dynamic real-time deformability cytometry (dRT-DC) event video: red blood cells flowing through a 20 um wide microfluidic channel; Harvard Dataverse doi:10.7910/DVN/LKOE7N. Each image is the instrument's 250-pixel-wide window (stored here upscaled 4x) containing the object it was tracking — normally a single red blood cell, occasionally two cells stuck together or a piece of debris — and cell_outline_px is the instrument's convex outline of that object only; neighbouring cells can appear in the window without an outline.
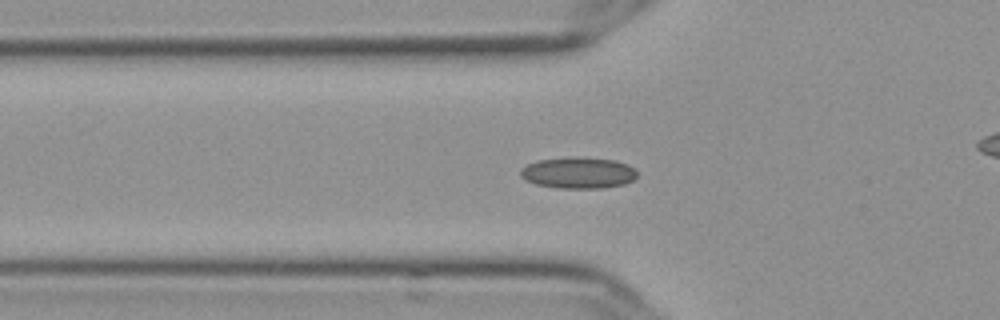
{"species": "Egyptian fruit bat (a non-hibernating species)", "species_latin": "Rousettus aegyptiacus", "temperature_condition": "cold", "stored_images_in_passage": 51, "camera_frame_rate_fps": 3000, "um_per_image_px": 0.085, "frame": {"image": 1, "passage_image": 14, "time_ms": 4.333, "image_size_px": [1000, 320], "cell_outline_px": [[636, 176], [632, 180], [624, 184], [604, 188], [556, 188], [536, 184], [524, 180], [520, 176], [520, 168], [528, 164], [540, 160], [572, 156], [616, 160], [628, 164], [636, 172]], "centroid_in_image_um": [49.12, 14.69], "position_along_channel_um": 76.7, "area_um2": 21.39}}
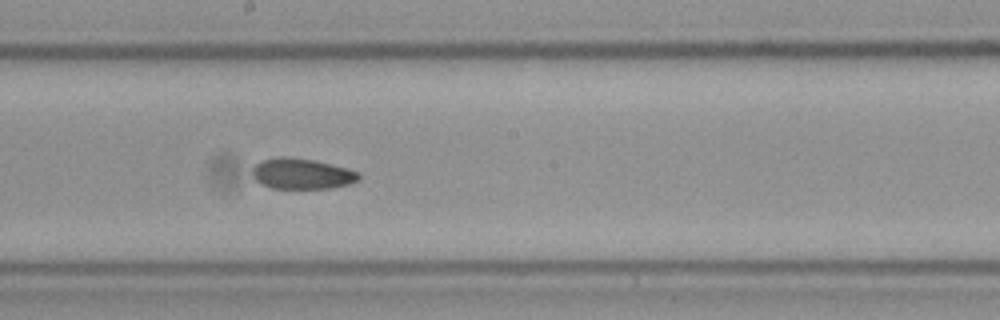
{"frame": {"image": 2, "passage_image": 26, "time_ms": 8.333, "image_size_px": [1000, 320], "cell_outline_px": [[360, 180], [348, 184], [332, 188], [272, 188], [260, 184], [252, 176], [252, 168], [260, 160], [280, 156], [288, 156], [316, 160], [348, 168], [360, 172]], "centroid_in_image_um": [25.66, 14.75], "position_along_channel_um": 222.5, "area_um2": 19.36}}
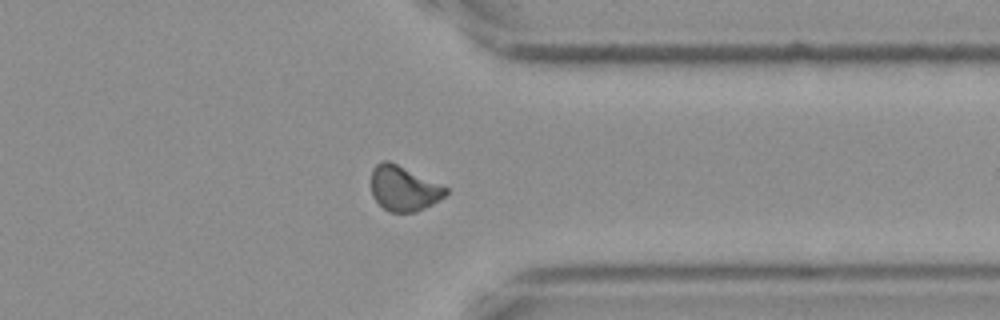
{"frame": {"image": 3, "passage_image": 39, "time_ms": 12.667, "image_size_px": [1000, 320], "cell_outline_px": [[448, 192], [444, 196], [432, 204], [416, 212], [388, 212], [372, 196], [372, 168], [380, 160], [388, 160], [448, 188]], "centroid_in_image_um": [34.29, 16.02], "position_along_channel_um": 377.1, "area_um2": 19.31}, "authors_computed_cell_mechanics": {"area_um2": 19.5942, "velocity_mm_per_s": 3.6221, "shape_relaxation_time_tau1_ms": null, "shape_relaxation_time_tau2_ms": 4.7206, "deformation_change_tau1": null, "deformation_change_tau2": 0.086}}